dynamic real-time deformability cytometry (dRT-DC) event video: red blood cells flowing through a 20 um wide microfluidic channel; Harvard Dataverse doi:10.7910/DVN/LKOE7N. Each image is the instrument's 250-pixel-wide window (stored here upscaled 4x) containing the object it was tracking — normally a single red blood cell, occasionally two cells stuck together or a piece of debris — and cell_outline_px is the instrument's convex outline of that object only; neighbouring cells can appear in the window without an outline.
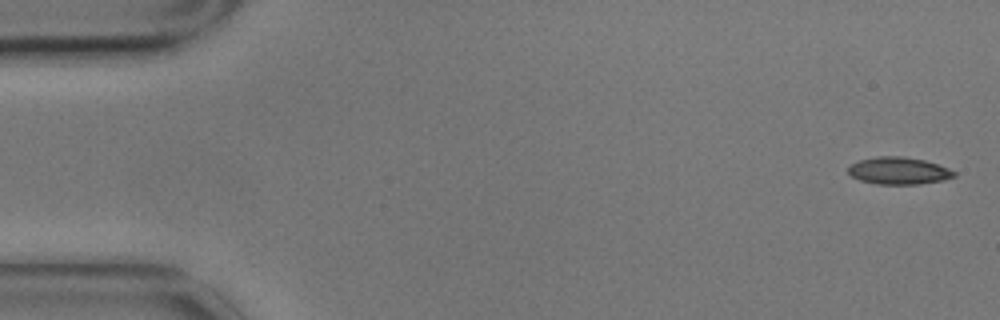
{"species": "common noctule bat (a hibernating species)", "species_latin": "Nyctalus noctula", "temperature_condition": "cold", "stored_images_in_passage": 15, "camera_frame_rate_fps": 3000, "um_per_image_px": 0.085, "animal": {"sex": "male", "body_mass_g": 17.9}, "frame": {"image": 1, "passage_image": 1, "time_ms": 0.0, "image_size_px": [1000, 320], "cell_outline_px": [[956, 176], [944, 180], [920, 184], [876, 184], [860, 180], [852, 176], [848, 172], [848, 168], [852, 164], [860, 160], [876, 156], [900, 156], [924, 160], [948, 168], [956, 172]], "centroid_in_image_um": [76.4, 14.52], "position_along_channel_um": 8.6, "area_um2": 16.7}}
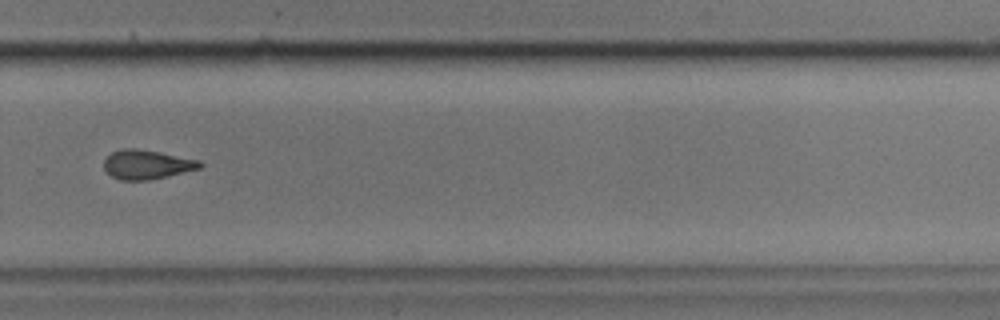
{"frame": {"image": 2, "passage_image": 11, "time_ms": 3.333, "image_size_px": [1000, 320], "cell_outline_px": [[204, 164], [200, 168], [148, 180], [120, 180], [112, 176], [104, 168], [104, 160], [112, 152], [124, 148], [136, 148], [160, 152], [200, 160]], "centroid_in_image_um": [12.48, 13.97], "position_along_channel_um": 317.3, "area_um2": 16.18}}
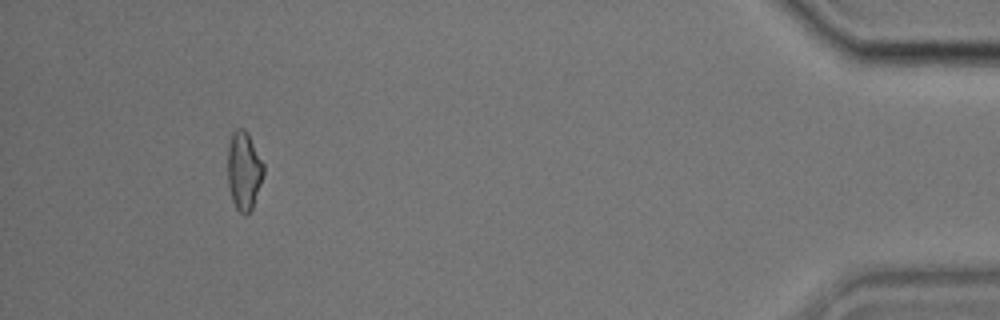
{"frame": {"image": 3, "passage_image": 14, "time_ms": 4.333, "image_size_px": [1000, 320], "cell_outline_px": [[264, 172], [252, 208], [244, 216], [236, 208], [232, 200], [228, 184], [228, 144], [232, 132], [236, 128], [244, 128], [248, 132], [264, 164]], "centroid_in_image_um": [20.72, 14.47], "position_along_channel_um": 414.5, "area_um2": 16.42}}